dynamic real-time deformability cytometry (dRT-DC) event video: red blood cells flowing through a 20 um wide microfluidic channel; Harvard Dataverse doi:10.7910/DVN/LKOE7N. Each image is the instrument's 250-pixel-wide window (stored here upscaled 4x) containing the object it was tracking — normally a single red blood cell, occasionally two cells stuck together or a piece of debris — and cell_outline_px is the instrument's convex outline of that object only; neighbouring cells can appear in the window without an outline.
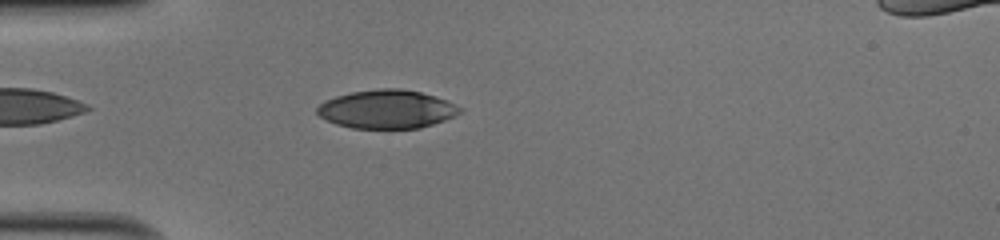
{"species": "human", "species_latin": "Homo sapiens", "temperature_condition": "cold", "stored_images_in_passage": 39, "camera_frame_rate_fps": 3000, "um_per_image_px": 0.085, "donor": {"sex": "male"}, "frame": {"image": 1, "passage_image": 4, "time_ms": 1.0, "image_size_px": [1000, 240], "cell_outline_px": [[464, 108], [460, 112], [444, 120], [420, 128], [352, 128], [336, 124], [320, 116], [316, 112], [316, 108], [324, 100], [336, 96], [352, 92], [380, 88], [400, 88], [420, 92], [436, 96]], "centroid_in_image_um": [32.87, 9.27], "position_along_channel_um": 52.1, "area_um2": 31.91}}
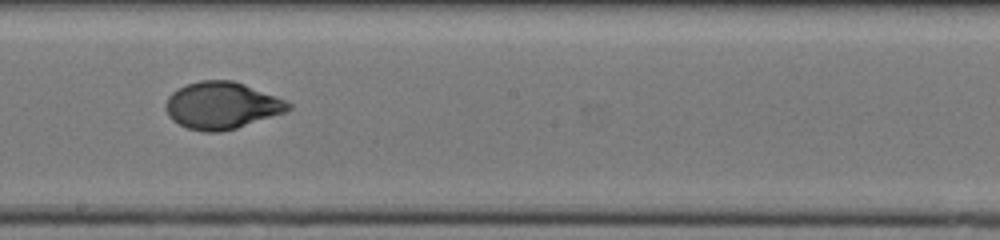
{"frame": {"image": 2, "passage_image": 18, "time_ms": 5.667, "image_size_px": [1000, 240], "cell_outline_px": [[292, 108], [284, 112], [236, 128], [220, 132], [204, 132], [188, 128], [172, 120], [168, 116], [164, 108], [168, 96], [172, 92], [188, 84], [200, 80], [232, 80], [244, 84], [276, 96], [292, 104]], "centroid_in_image_um": [18.82, 8.97], "position_along_channel_um": 229.4, "area_um2": 33.35}}
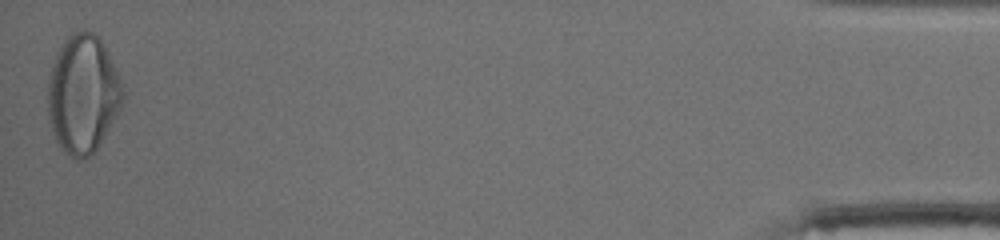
{"frame": {"image": 3, "passage_image": 39, "time_ms": 12.667, "image_size_px": [1000, 240], "cell_outline_px": [[124, 100], [116, 116], [100, 144], [84, 160], [76, 160], [64, 152], [60, 148], [52, 132], [48, 116], [48, 80], [52, 64], [56, 52], [64, 40], [72, 32], [84, 28], [92, 32], [100, 40], [120, 80], [124, 92]], "centroid_in_image_um": [7.01, 8.02], "position_along_channel_um": 428.2, "area_um2": 51.56}, "authors_computed_cell_mechanics": {"area_um2": 33.3506, "velocity_mm_per_s": 4.083, "shape_relaxation_time_tau1_ms": 4.3063, "shape_relaxation_time_tau2_ms": 0.5347, "deformation_change_tau1": 0.1985, "deformation_change_tau2": 0.0436}}